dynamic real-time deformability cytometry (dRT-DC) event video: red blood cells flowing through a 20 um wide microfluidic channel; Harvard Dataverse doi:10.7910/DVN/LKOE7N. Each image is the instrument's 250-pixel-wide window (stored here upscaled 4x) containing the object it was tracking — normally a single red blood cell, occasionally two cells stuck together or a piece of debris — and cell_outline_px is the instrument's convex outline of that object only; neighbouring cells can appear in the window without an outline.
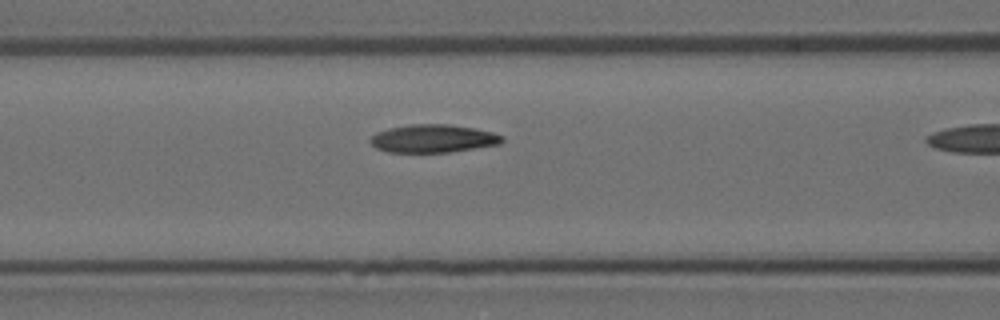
{"species": "Egyptian fruit bat (a non-hibernating species)", "species_latin": "Rousettus aegyptiacus", "temperature_condition": "room temperature", "stored_images_in_passage": 11, "camera_frame_rate_fps": 3000, "um_per_image_px": 0.085, "animal": {"sex": "female"}, "frame": {"image": 1, "passage_image": 10, "time_ms": 3.0, "image_size_px": [1000, 320], "cell_outline_px": [[504, 140], [500, 144], [448, 152], [388, 152], [376, 148], [368, 140], [376, 132], [388, 128], [412, 124], [448, 124], [472, 128], [492, 132], [504, 136]], "centroid_in_image_um": [36.79, 11.77], "position_along_channel_um": 129.8, "area_um2": 21.44}}